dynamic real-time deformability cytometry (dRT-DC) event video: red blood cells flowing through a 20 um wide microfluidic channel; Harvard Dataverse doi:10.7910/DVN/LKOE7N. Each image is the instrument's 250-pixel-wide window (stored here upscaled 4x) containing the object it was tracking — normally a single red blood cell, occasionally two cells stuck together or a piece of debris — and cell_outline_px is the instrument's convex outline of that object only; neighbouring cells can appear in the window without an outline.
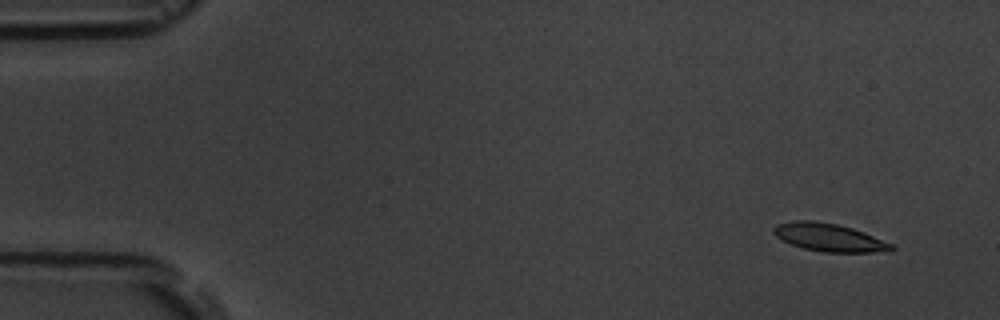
{"species": "common noctule bat (a hibernating species)", "species_latin": "Nyctalus noctula", "temperature_condition": "room temperature", "stored_images_in_passage": 7, "camera_frame_rate_fps": 3000, "um_per_image_px": 0.085, "animal": {"sex": "male", "body_mass_g": 19.5, "forearm_length_mm": 54.6}, "frame": {"image": 1, "passage_image": 1, "time_ms": 0.0, "image_size_px": [1000, 320], "cell_outline_px": [[896, 248], [892, 252], [824, 252], [804, 248], [792, 244], [776, 236], [772, 232], [772, 228], [776, 224], [792, 220], [812, 220], [836, 224], [852, 228], [864, 232], [892, 244]], "centroid_in_image_um": [70.49, 20.18], "position_along_channel_um": 14.5, "area_um2": 19.19}}
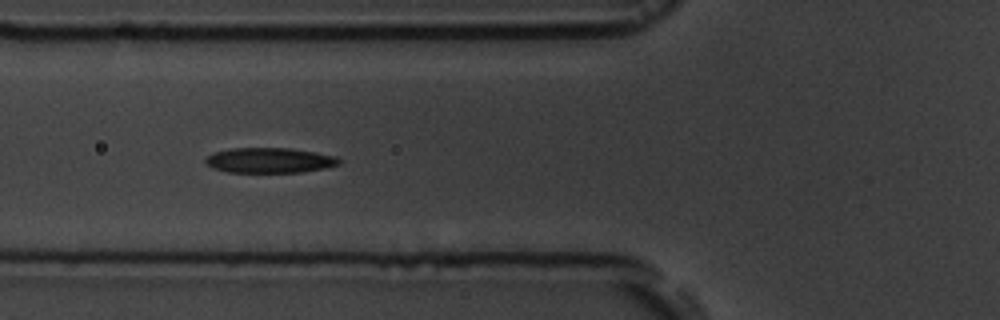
{"frame": {"image": 2, "passage_image": 6, "time_ms": 5.667, "image_size_px": [1000, 320], "cell_outline_px": [[340, 164], [324, 168], [300, 172], [228, 172], [212, 168], [204, 160], [212, 152], [232, 148], [292, 148], [316, 152], [336, 156], [340, 160]], "centroid_in_image_um": [22.91, 13.62], "position_along_channel_um": 102.9, "area_um2": 19.59}}
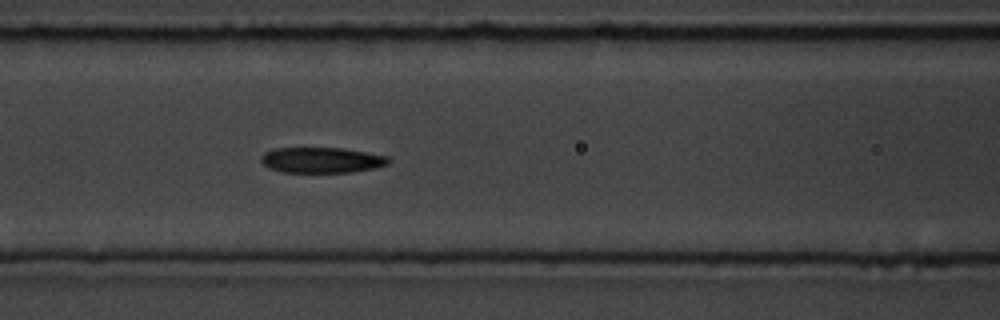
{"frame": {"image": 3, "passage_image": 7, "time_ms": 6.667, "image_size_px": [1000, 320], "cell_outline_px": [[392, 160], [388, 164], [376, 168], [352, 172], [284, 172], [268, 168], [260, 160], [260, 156], [264, 152], [272, 148], [344, 148], [388, 156]], "centroid_in_image_um": [27.35, 13.6], "position_along_channel_um": 139.3, "area_um2": 19.19}}